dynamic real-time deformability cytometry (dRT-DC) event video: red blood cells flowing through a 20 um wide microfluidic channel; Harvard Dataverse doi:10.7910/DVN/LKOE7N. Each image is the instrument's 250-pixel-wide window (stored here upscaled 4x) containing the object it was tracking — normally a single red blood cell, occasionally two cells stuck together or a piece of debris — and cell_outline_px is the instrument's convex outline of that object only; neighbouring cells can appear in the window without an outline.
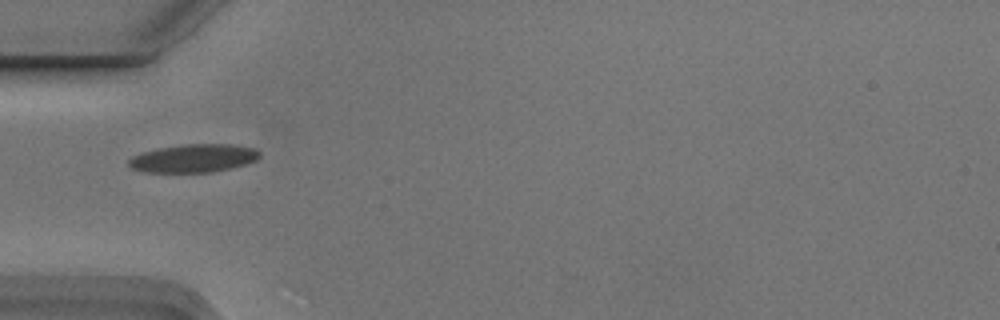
{"species": "Egyptian fruit bat (a non-hibernating species)", "species_latin": "Rousettus aegyptiacus", "temperature_condition": "cold", "stored_images_in_passage": 7, "camera_frame_rate_fps": 3000, "um_per_image_px": 0.085, "animal": {"sex": "male"}, "frame": {"image": 1, "passage_image": 1, "time_ms": 0.0, "image_size_px": [1000, 320], "cell_outline_px": [[260, 156], [256, 160], [244, 164], [212, 172], [144, 172], [132, 168], [128, 164], [128, 160], [132, 156], [140, 152], [160, 148], [184, 144], [232, 144], [252, 148], [260, 152]], "centroid_in_image_um": [16.42, 13.45], "position_along_channel_um": 68.6, "area_um2": 21.33}}
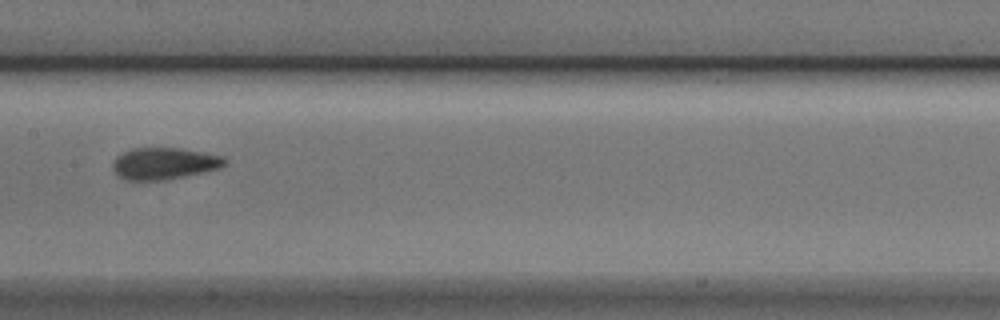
{"frame": {"image": 2, "passage_image": 4, "time_ms": 1.0, "image_size_px": [1000, 320], "cell_outline_px": [[228, 160], [220, 168], [204, 172], [168, 180], [124, 180], [116, 176], [112, 168], [112, 164], [116, 156], [132, 148], [180, 148], [224, 156]], "centroid_in_image_um": [13.93, 13.91], "position_along_channel_um": 193.5, "area_um2": 20.98}}
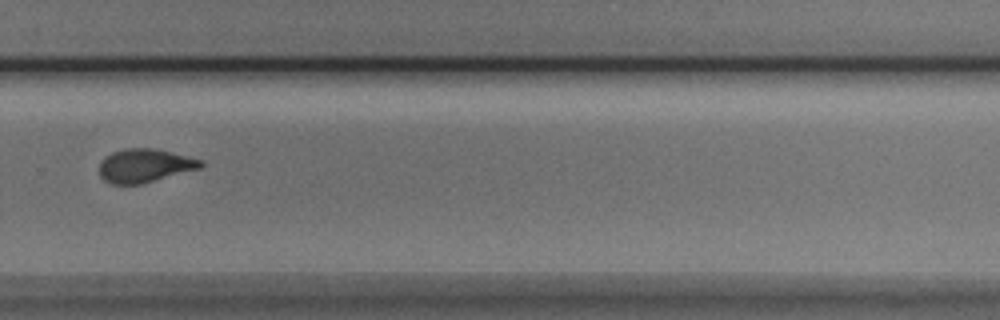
{"frame": {"image": 3, "passage_image": 7, "time_ms": 2.0, "image_size_px": [1000, 320], "cell_outline_px": [[204, 164], [200, 168], [140, 184], [112, 184], [104, 180], [100, 176], [100, 164], [104, 156], [112, 152], [124, 148], [152, 148], [204, 160]], "centroid_in_image_um": [12.28, 14.07], "position_along_channel_um": 317.5, "area_um2": 19.65}}